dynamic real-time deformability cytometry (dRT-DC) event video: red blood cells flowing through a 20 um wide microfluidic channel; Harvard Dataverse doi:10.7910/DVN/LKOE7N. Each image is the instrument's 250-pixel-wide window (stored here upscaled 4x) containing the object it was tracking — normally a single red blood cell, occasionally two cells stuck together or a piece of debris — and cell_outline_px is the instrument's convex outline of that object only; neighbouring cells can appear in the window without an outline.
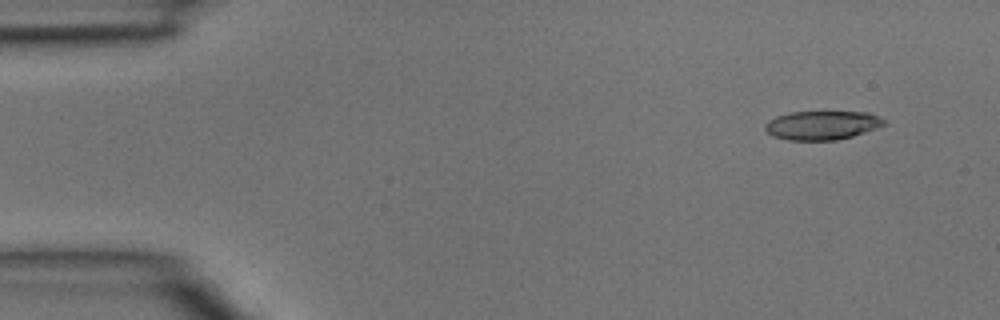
{"species": "common noctule bat (a hibernating species)", "species_latin": "Nyctalus noctula", "temperature_condition": "room temperature", "stored_images_in_passage": 5, "segment_of_instrument_passage": [1, 2], "camera_frame_rate_fps": 3000, "um_per_image_px": 0.085, "animal": {"sex": "male", "body_mass_g": 15.6}, "frame": {"image": 1, "passage_image": 2, "time_ms": 0.333, "image_size_px": [1000, 320], "cell_outline_px": [[884, 124], [876, 128], [852, 136], [836, 140], [788, 140], [772, 136], [764, 128], [764, 124], [768, 120], [776, 116], [788, 112], [868, 112], [884, 120]], "centroid_in_image_um": [69.81, 10.64], "position_along_channel_um": 15.2, "area_um2": 19.88}}